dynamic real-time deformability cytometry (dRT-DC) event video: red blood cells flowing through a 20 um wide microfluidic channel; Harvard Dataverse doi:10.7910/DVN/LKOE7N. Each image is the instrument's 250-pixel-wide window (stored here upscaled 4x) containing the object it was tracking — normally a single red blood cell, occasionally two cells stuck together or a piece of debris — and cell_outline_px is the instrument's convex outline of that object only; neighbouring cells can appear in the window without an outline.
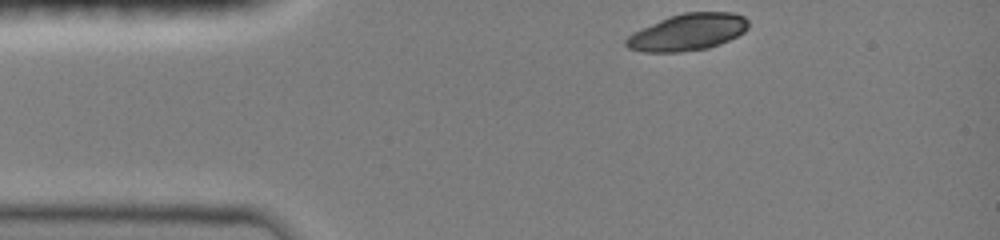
{"species": "common noctule bat (a hibernating species)", "species_latin": "Nyctalus noctula", "temperature_condition": "room temperature", "stored_images_in_passage": 36, "camera_frame_rate_fps": 3000, "um_per_image_px": 0.085, "animal": {"sex": "female", "body_mass_g": 19.0, "forearm_length_mm": 51.5}, "frame": {"image": 1, "passage_image": 1, "time_ms": 0.0, "image_size_px": [1000, 240], "cell_outline_px": [[748, 28], [744, 32], [720, 44], [708, 48], [680, 52], [644, 52], [628, 48], [624, 44], [624, 40], [632, 32], [668, 16], [684, 12], [732, 12], [744, 16], [748, 20]], "centroid_in_image_um": [58.43, 2.73], "position_along_channel_um": 26.6, "area_um2": 26.36}}
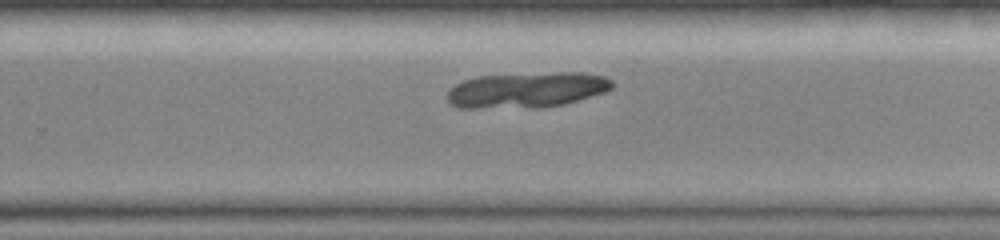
{"frame": {"image": 2, "passage_image": 24, "time_ms": 7.667, "image_size_px": [1000, 240], "cell_outline_px": [[612, 88], [604, 92], [564, 104], [532, 108], [456, 108], [448, 104], [448, 92], [456, 84], [464, 80], [476, 76], [560, 72], [580, 72], [604, 76], [612, 80]], "centroid_in_image_um": [44.74, 7.65], "position_along_channel_um": 285.1, "area_um2": 34.22}}
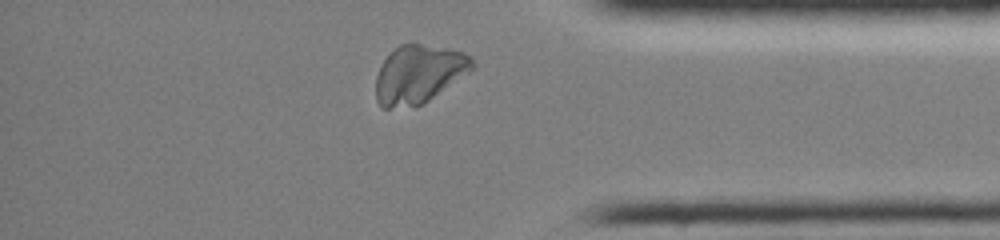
{"frame": {"image": 3, "passage_image": 33, "time_ms": 10.667, "image_size_px": [1000, 240], "cell_outline_px": [[476, 64], [468, 72], [428, 100], [420, 104], [388, 108], [380, 108], [376, 100], [376, 76], [380, 64], [400, 44], [420, 44], [448, 48], [464, 52], [472, 56]], "centroid_in_image_um": [35.58, 6.28], "position_along_channel_um": 399.6, "area_um2": 32.31}}